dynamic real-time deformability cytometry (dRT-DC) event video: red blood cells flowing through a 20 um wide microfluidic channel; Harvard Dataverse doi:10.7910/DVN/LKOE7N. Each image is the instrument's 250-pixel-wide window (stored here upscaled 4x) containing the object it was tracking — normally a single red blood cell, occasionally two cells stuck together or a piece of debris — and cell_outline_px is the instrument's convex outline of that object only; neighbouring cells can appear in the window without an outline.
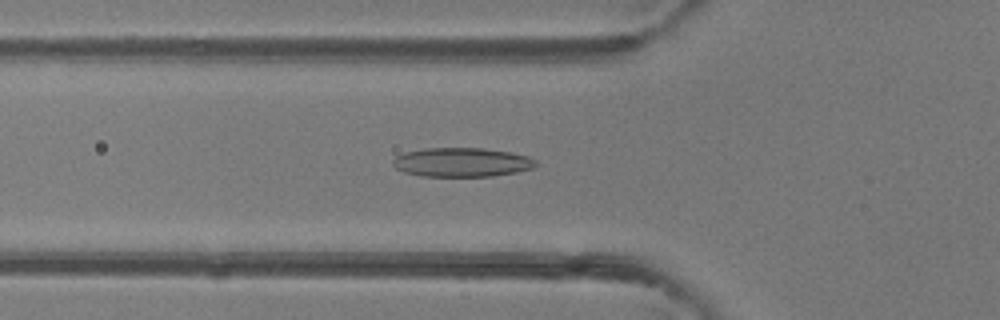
{"species": "common noctule bat (a hibernating species)", "species_latin": "Nyctalus noctula", "temperature_condition": "room temperature", "stored_images_in_passage": 22, "camera_frame_rate_fps": 3000, "um_per_image_px": 0.085, "animal": {"sex": "female"}, "frame": {"image": 1, "passage_image": 6, "time_ms": 1.667, "image_size_px": [1000, 320], "cell_outline_px": [[536, 164], [532, 168], [516, 172], [492, 176], [420, 176], [404, 172], [396, 168], [392, 164], [392, 160], [396, 156], [404, 152], [424, 148], [484, 148], [512, 152], [528, 156], [536, 160]], "centroid_in_image_um": [39.23, 13.78], "position_along_channel_um": 86.6, "area_um2": 24.33}}
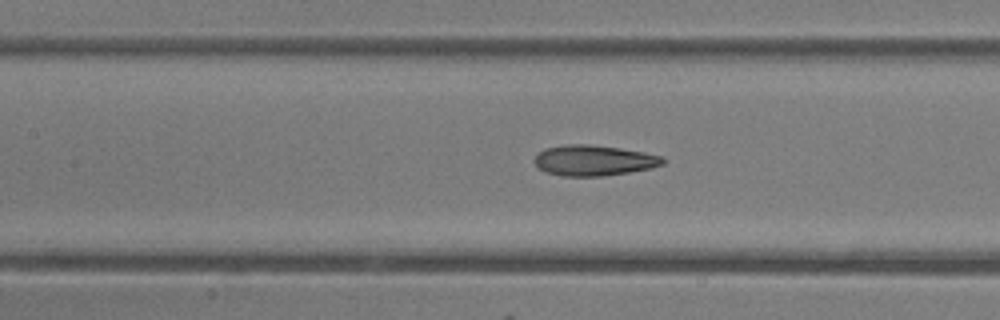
{"frame": {"image": 2, "passage_image": 11, "time_ms": 3.333, "image_size_px": [1000, 320], "cell_outline_px": [[664, 164], [652, 168], [604, 176], [564, 176], [544, 172], [536, 168], [532, 160], [544, 148], [564, 144], [588, 144], [620, 148], [644, 152], [664, 156]], "centroid_in_image_um": [50.44, 13.63], "position_along_channel_um": 157.0, "area_um2": 23.18}}
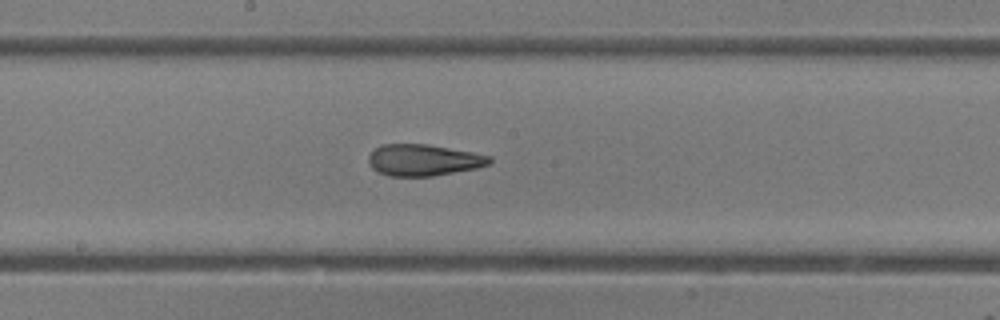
{"frame": {"image": 3, "passage_image": 15, "time_ms": 4.667, "image_size_px": [1000, 320], "cell_outline_px": [[492, 160], [488, 164], [476, 168], [432, 176], [388, 176], [376, 172], [368, 164], [368, 156], [380, 144], [428, 144], [472, 152], [492, 156]], "centroid_in_image_um": [35.96, 13.6], "position_along_channel_um": 212.2, "area_um2": 22.25}}